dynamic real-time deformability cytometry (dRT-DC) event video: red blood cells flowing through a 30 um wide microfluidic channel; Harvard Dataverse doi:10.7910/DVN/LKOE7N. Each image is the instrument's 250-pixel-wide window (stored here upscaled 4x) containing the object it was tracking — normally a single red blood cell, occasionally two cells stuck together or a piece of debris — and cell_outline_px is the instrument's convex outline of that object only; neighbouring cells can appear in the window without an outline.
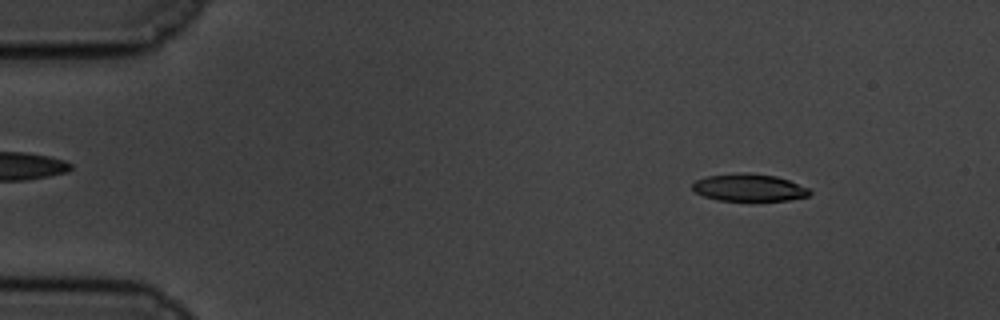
{"species": "common noctule bat (a hibernating species)", "species_latin": "Nyctalus noctula", "temperature_condition": "cold", "stored_images_in_passage": 58, "camera_frame_rate_fps": 3000, "um_per_image_px": 0.085, "animal": {"sex": "male", "body_mass_g": 19.5, "forearm_length_mm": 54.6}, "frame": {"image": 1, "passage_image": 7, "time_ms": 2.0, "image_size_px": [1000, 320], "cell_outline_px": [[812, 192], [808, 196], [788, 200], [752, 204], [716, 200], [704, 196], [696, 192], [692, 188], [692, 184], [696, 180], [708, 176], [744, 172], [748, 172], [776, 176], [788, 180], [808, 188]], "centroid_in_image_um": [63.68, 16.0], "position_along_channel_um": 21.3, "area_um2": 19.54}}
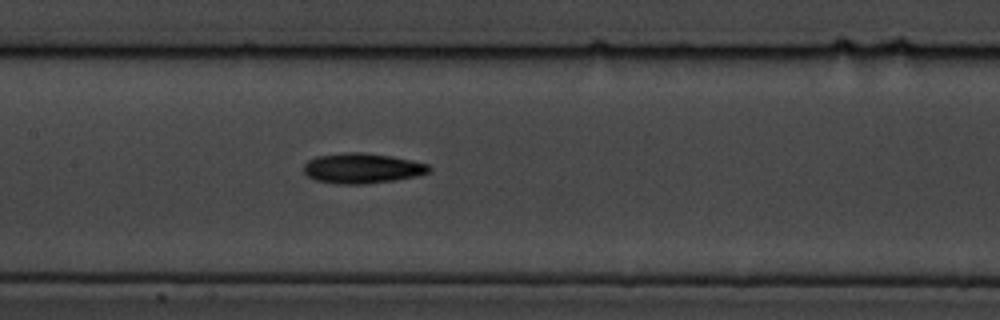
{"frame": {"image": 2, "passage_image": 28, "time_ms": 9.0, "image_size_px": [1000, 320], "cell_outline_px": [[432, 172], [416, 176], [396, 180], [364, 184], [336, 184], [316, 180], [308, 176], [304, 172], [304, 164], [308, 160], [316, 156], [344, 152], [360, 152], [392, 156], [412, 160], [428, 164], [432, 168]], "centroid_in_image_um": [30.81, 14.3], "position_along_channel_um": 176.6, "area_um2": 22.25}}
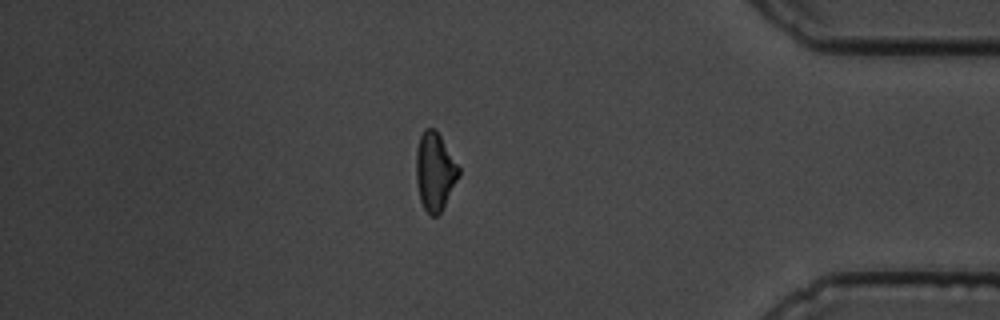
{"frame": {"image": 3, "passage_image": 50, "time_ms": 16.333, "image_size_px": [1000, 320], "cell_outline_px": [[460, 176], [440, 212], [436, 216], [428, 216], [420, 200], [416, 180], [416, 152], [420, 136], [424, 128], [436, 128], [460, 168]], "centroid_in_image_um": [36.96, 14.56], "position_along_channel_um": 398.2, "area_um2": 19.48}, "authors_computed_cell_mechanics": {"area_um2": 19.8543, "velocity_mm_per_s": 3.4483, "shape_relaxation_time_tau1_ms": 4.2186, "shape_relaxation_time_tau2_ms": null, "deformation_change_tau1": 0.119, "deformation_change_tau2": null}}